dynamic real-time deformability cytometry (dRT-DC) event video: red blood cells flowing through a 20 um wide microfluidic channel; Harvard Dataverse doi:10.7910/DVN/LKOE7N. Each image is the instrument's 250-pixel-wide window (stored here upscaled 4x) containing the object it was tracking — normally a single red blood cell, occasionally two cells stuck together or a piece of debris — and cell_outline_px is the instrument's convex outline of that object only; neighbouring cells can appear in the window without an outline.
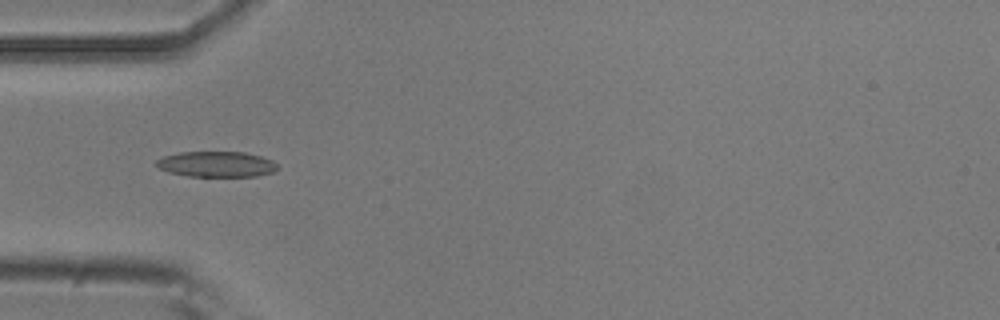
{"species": "common noctule bat (a hibernating species)", "species_latin": "Nyctalus noctula", "temperature_condition": "room temperature", "stored_images_in_passage": 8, "camera_frame_rate_fps": 3000, "um_per_image_px": 0.085, "animal": {"sex": "male", "body_mass_g": 20.5, "forearm_length_mm": 52.5}, "frame": {"image": 1, "passage_image": 5, "time_ms": 1.333, "image_size_px": [1000, 320], "cell_outline_px": [[276, 168], [272, 172], [256, 176], [188, 176], [168, 172], [160, 168], [156, 164], [156, 160], [160, 156], [180, 152], [244, 152], [260, 156], [272, 160], [276, 164]], "centroid_in_image_um": [18.35, 13.95], "position_along_channel_um": 66.7, "area_um2": 17.98}}
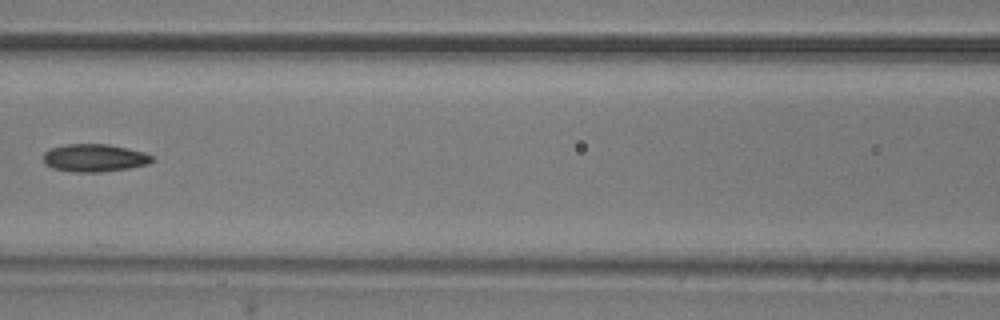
{"frame": {"image": 2, "passage_image": 7, "time_ms": 2.0, "image_size_px": [1000, 320], "cell_outline_px": [[156, 160], [148, 164], [128, 168], [100, 172], [72, 172], [52, 168], [44, 164], [44, 152], [48, 148], [68, 144], [108, 144], [128, 148], [144, 152], [152, 156]], "centroid_in_image_um": [8.02, 13.42], "position_along_channel_um": 158.6, "area_um2": 17.74}}
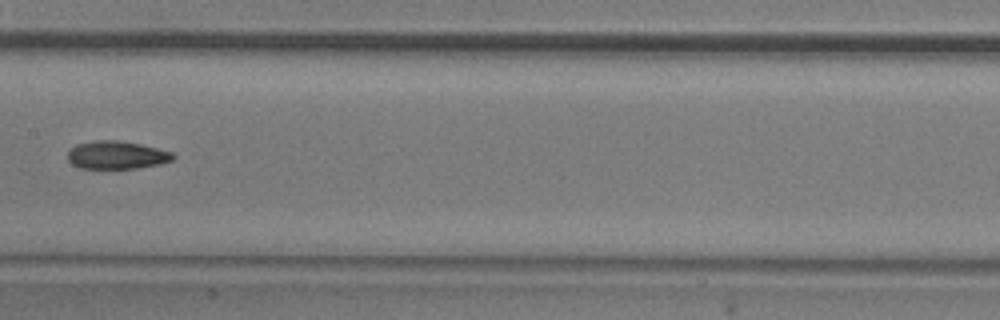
{"frame": {"image": 3, "passage_image": 8, "time_ms": 2.333, "image_size_px": [1000, 320], "cell_outline_px": [[176, 156], [172, 160], [160, 164], [136, 168], [80, 168], [72, 164], [68, 160], [68, 152], [76, 144], [96, 140], [120, 140], [140, 144], [172, 152]], "centroid_in_image_um": [9.92, 13.17], "position_along_channel_um": 197.5, "area_um2": 17.11}}